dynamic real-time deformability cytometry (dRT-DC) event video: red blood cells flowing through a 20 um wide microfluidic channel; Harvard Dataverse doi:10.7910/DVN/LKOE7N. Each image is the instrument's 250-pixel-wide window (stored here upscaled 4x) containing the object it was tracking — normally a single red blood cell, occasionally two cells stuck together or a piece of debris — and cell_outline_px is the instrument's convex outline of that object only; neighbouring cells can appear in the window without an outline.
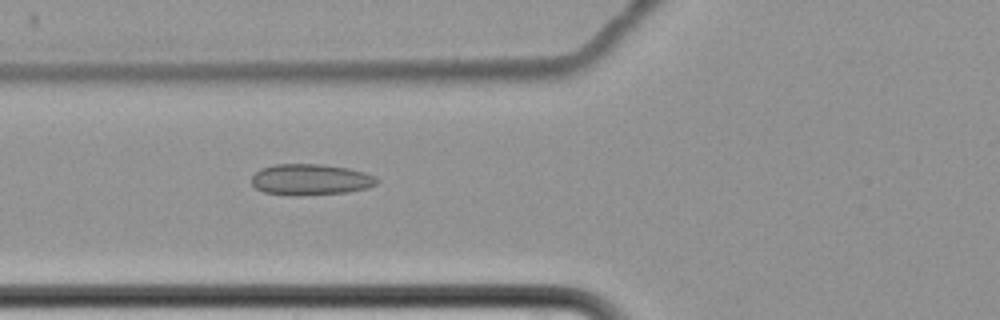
{"species": "common noctule bat (a hibernating species)", "species_latin": "Nyctalus noctula", "temperature_condition": "cold", "stored_images_in_passage": 2, "camera_frame_rate_fps": 3000, "um_per_image_px": 0.085, "animal": {"sex": "female", "body_mass_g": 22.7, "forearm_length_mm": 54.2}, "frame": {"image": 1, "passage_image": 2, "time_ms": 1.0, "image_size_px": [1000, 320], "cell_outline_px": [[380, 180], [376, 184], [368, 188], [348, 192], [300, 196], [288, 196], [264, 192], [256, 188], [252, 184], [252, 176], [260, 168], [276, 164], [320, 164], [348, 168], [364, 172], [376, 176]], "centroid_in_image_um": [26.4, 15.27], "position_along_channel_um": 99.4, "area_um2": 23.0}}